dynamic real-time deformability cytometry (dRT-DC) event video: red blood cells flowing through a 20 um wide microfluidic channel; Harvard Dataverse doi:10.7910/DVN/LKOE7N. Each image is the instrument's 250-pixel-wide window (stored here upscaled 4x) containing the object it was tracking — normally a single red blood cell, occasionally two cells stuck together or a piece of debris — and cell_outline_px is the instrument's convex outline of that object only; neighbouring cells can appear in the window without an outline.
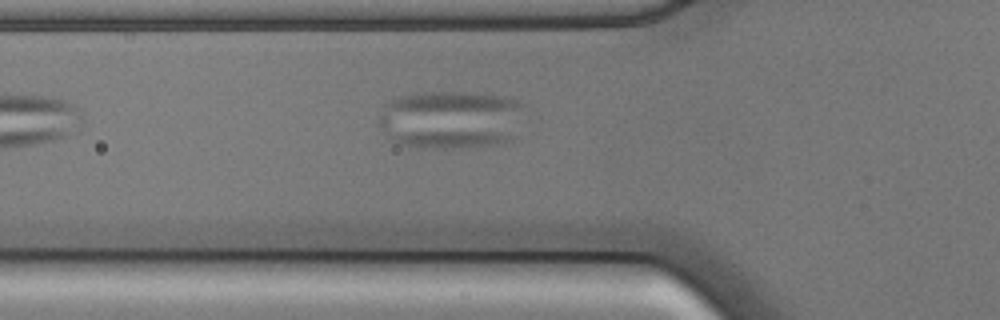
{"species": "common noctule bat (a hibernating species)", "species_latin": "Nyctalus noctula", "temperature_condition": "cold", "stored_images_in_passage": 40, "camera_frame_rate_fps": 3000, "um_per_image_px": 0.085, "animal": {"sex": "male", "body_mass_g": 17.9, "forearm_length_mm": 54.2}, "frame": {"image": 1, "passage_image": 4, "time_ms": 1.0, "image_size_px": [1000, 320], "cell_outline_px": [[512, 140], [500, 144], [460, 148], [416, 148], [396, 144], [392, 140], [392, 132], [496, 132], [512, 136]], "centroid_in_image_um": [38.16, 11.85], "position_along_channel_um": 87.6, "area_um2": 12.08}}